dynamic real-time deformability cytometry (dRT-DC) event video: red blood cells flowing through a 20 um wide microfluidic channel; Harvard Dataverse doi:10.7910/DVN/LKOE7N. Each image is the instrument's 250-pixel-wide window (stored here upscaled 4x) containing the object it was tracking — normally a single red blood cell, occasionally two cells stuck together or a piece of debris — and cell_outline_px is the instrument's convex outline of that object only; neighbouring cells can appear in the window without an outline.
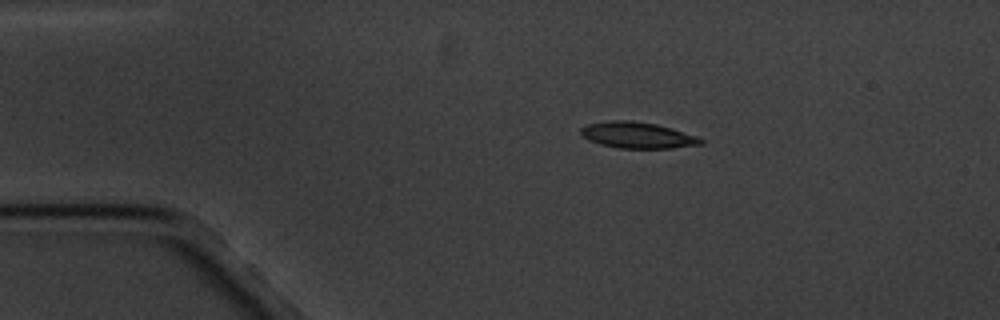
{"species": "common noctule bat (a hibernating species)", "species_latin": "Nyctalus noctula", "temperature_condition": "cold", "stored_images_in_passage": 4, "camera_frame_rate_fps": 3000, "um_per_image_px": 0.085, "animal": {"sex": "male", "body_mass_g": 20.1, "forearm_length_mm": 53.5}, "frame": {"image": 1, "passage_image": 3, "time_ms": 2.333, "image_size_px": [1000, 320], "cell_outline_px": [[704, 144], [672, 148], [620, 148], [600, 144], [588, 140], [580, 132], [580, 128], [588, 124], [608, 120], [632, 120], [656, 124], [672, 128], [696, 136], [704, 140]], "centroid_in_image_um": [54.19, 11.48], "position_along_channel_um": 30.8, "area_um2": 18.32}}